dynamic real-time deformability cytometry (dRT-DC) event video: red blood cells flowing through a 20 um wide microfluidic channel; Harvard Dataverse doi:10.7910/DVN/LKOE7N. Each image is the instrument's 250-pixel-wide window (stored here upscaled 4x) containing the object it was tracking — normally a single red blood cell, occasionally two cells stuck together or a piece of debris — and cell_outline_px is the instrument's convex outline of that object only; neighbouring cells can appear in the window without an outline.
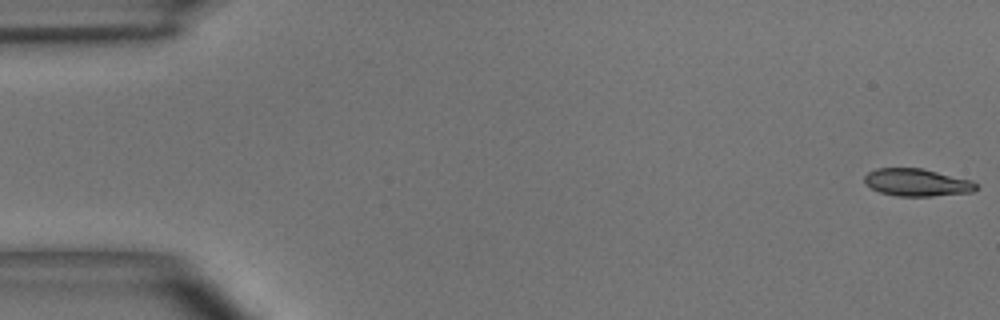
{"species": "common noctule bat (a hibernating species)", "species_latin": "Nyctalus noctula", "temperature_condition": "room temperature", "stored_images_in_passage": 54, "camera_frame_rate_fps": 3000, "um_per_image_px": 0.085, "animal": {"sex": "male", "body_mass_g": 15.6}, "frame": {"image": 1, "passage_image": 1, "time_ms": 0.0, "image_size_px": [1000, 320], "cell_outline_px": [[980, 188], [972, 192], [932, 196], [896, 196], [880, 192], [872, 188], [864, 180], [864, 176], [868, 172], [876, 168], [920, 168], [972, 180], [980, 184]], "centroid_in_image_um": [77.99, 15.51], "position_along_channel_um": 7.0, "area_um2": 17.92}}
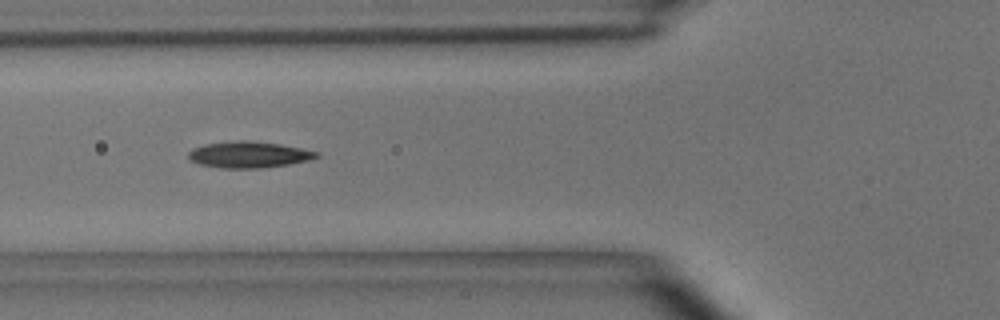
{"frame": {"image": 2, "passage_image": 20, "time_ms": 6.333, "image_size_px": [1000, 320], "cell_outline_px": [[320, 156], [312, 160], [288, 164], [260, 168], [220, 168], [200, 164], [188, 160], [188, 152], [192, 148], [204, 144], [240, 140], [244, 140], [280, 144], [320, 152]], "centroid_in_image_um": [21.14, 13.15], "position_along_channel_um": 104.7, "area_um2": 19.71}}
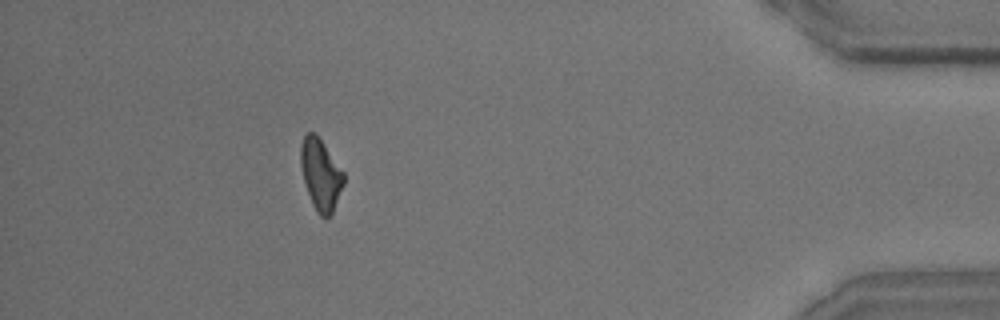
{"frame": {"image": 3, "passage_image": 49, "time_ms": 16.0, "image_size_px": [1000, 320], "cell_outline_px": [[344, 184], [332, 212], [328, 216], [320, 216], [316, 212], [312, 204], [304, 180], [300, 164], [300, 148], [304, 136], [308, 132], [312, 132], [320, 140], [344, 172]], "centroid_in_image_um": [27.25, 14.85], "position_along_channel_um": 407.9, "area_um2": 17.4}, "authors_computed_cell_mechanics": {"area_um2": 18.3804, "velocity_mm_per_s": 3.6835, "shape_relaxation_time_tau1_ms": 4.2708, "shape_relaxation_time_tau2_ms": 5.5877, "deformation_change_tau1": 0.1413, "deformation_change_tau2": 0.1354}}